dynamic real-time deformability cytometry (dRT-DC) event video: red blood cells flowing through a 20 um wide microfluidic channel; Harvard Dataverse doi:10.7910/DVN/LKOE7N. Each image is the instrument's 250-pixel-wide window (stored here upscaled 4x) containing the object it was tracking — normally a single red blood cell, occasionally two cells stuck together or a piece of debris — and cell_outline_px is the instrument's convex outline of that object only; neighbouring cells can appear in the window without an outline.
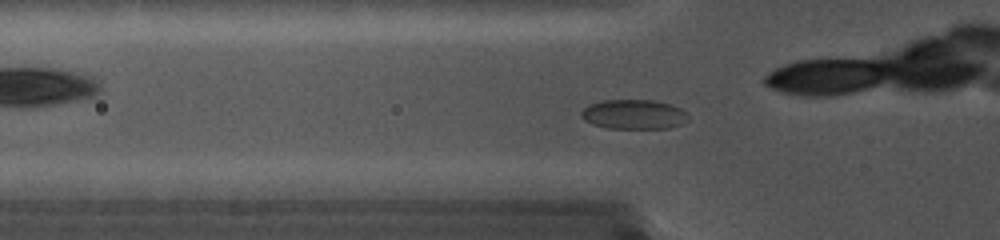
{"species": "common noctule bat (a hibernating species)", "species_latin": "Nyctalus noctula", "temperature_condition": "cold", "stored_images_in_passage": 17, "camera_frame_rate_fps": 5000, "um_per_image_px": 0.085, "animal": {"sex": "female", "body_mass_g": 19.0, "forearm_length_mm": 56.7}, "frame": {"image": 1, "passage_image": 10, "time_ms": 1.8, "image_size_px": [1000, 240], "cell_outline_px": [[688, 120], [680, 124], [668, 128], [608, 128], [592, 124], [584, 120], [580, 116], [580, 112], [588, 104], [604, 100], [652, 100], [668, 104], [680, 108], [688, 116]], "centroid_in_image_um": [53.82, 9.72], "position_along_channel_um": 72.0, "area_um2": 18.32}}